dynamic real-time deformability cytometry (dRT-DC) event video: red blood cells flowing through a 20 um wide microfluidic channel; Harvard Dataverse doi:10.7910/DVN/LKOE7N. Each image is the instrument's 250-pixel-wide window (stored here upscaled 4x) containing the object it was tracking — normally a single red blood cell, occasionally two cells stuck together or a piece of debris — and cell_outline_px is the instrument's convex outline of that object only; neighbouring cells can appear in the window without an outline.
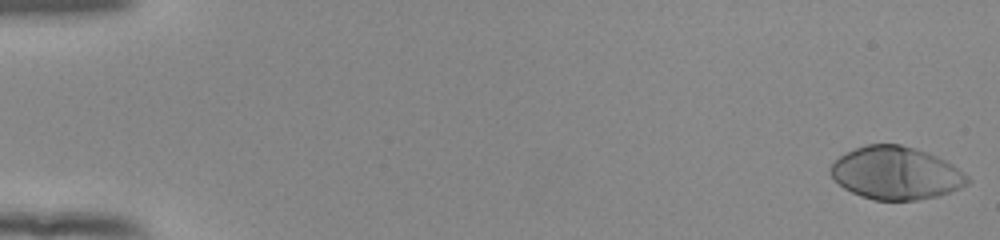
{"species": "human", "species_latin": "Homo sapiens", "temperature_condition": "room temperature", "stored_images_in_passage": 54, "camera_frame_rate_fps": 3000, "um_per_image_px": 0.085, "donor": {"sex": "female"}, "frame": {"image": 1, "passage_image": 1, "time_ms": 0.0, "image_size_px": [1000, 240], "cell_outline_px": [[972, 180], [968, 184], [960, 188], [936, 196], [916, 200], [872, 200], [860, 196], [844, 188], [828, 172], [828, 168], [840, 156], [856, 148], [868, 144], [900, 144], [936, 156], [952, 164], [968, 176]], "centroid_in_image_um": [76.14, 14.72], "position_along_channel_um": 8.9, "area_um2": 41.79}}
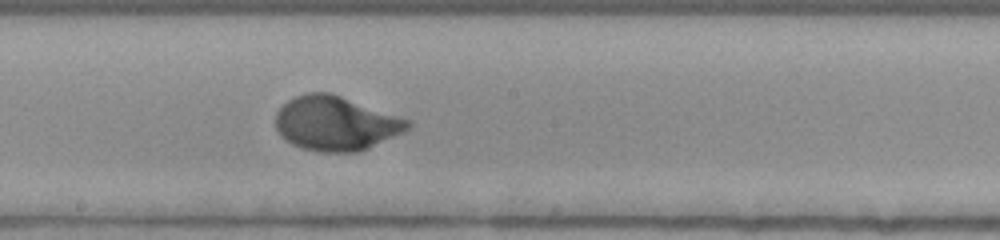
{"frame": {"image": 2, "passage_image": 31, "time_ms": 10.0, "image_size_px": [1000, 240], "cell_outline_px": [[412, 124], [404, 132], [360, 152], [320, 152], [300, 148], [284, 140], [276, 128], [276, 112], [288, 100], [296, 96], [308, 92], [328, 92], [340, 96], [408, 120]], "centroid_in_image_um": [28.5, 10.51], "position_along_channel_um": 219.7, "area_um2": 41.5}}
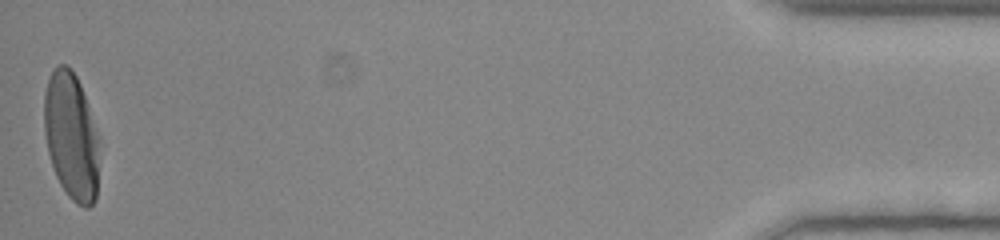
{"frame": {"image": 3, "passage_image": 54, "time_ms": 17.667, "image_size_px": [1000, 240], "cell_outline_px": [[100, 136], [96, 200], [88, 208], [84, 208], [76, 204], [68, 196], [60, 184], [56, 176], [48, 152], [44, 132], [44, 92], [48, 80], [52, 72], [60, 64], [68, 64], [76, 76], [80, 84]], "centroid_in_image_um": [6.08, 11.6], "position_along_channel_um": 429.1, "area_um2": 41.33}, "authors_computed_cell_mechanics": {"area_um2": 40.6623, "velocity_mm_per_s": 3.8435, "shape_relaxation_time_tau1_ms": 2.9778, "shape_relaxation_time_tau2_ms": null, "deformation_change_tau1": 0.2126, "deformation_change_tau2": null}}